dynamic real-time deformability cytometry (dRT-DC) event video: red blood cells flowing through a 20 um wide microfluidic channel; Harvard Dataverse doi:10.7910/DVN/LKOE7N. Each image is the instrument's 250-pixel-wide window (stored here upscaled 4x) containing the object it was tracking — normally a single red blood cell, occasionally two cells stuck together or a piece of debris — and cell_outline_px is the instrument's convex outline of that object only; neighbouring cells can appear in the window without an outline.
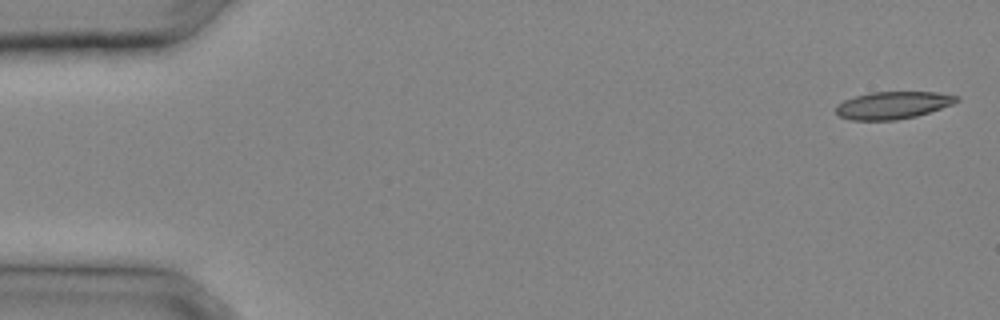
{"species": "common noctule bat (a hibernating species)", "species_latin": "Nyctalus noctula", "temperature_condition": "cold", "stored_images_in_passage": 29, "camera_frame_rate_fps": 3000, "um_per_image_px": 0.085, "animal": {"sex": "male", "body_mass_g": 20.4}, "frame": {"image": 1, "passage_image": 1, "time_ms": 0.0, "image_size_px": [1000, 320], "cell_outline_px": [[960, 100], [952, 104], [916, 116], [896, 120], [852, 120], [840, 116], [836, 112], [836, 104], [844, 100], [856, 96], [872, 92], [936, 92], [956, 96]], "centroid_in_image_um": [75.86, 8.94], "position_along_channel_um": 9.1, "area_um2": 19.02}}
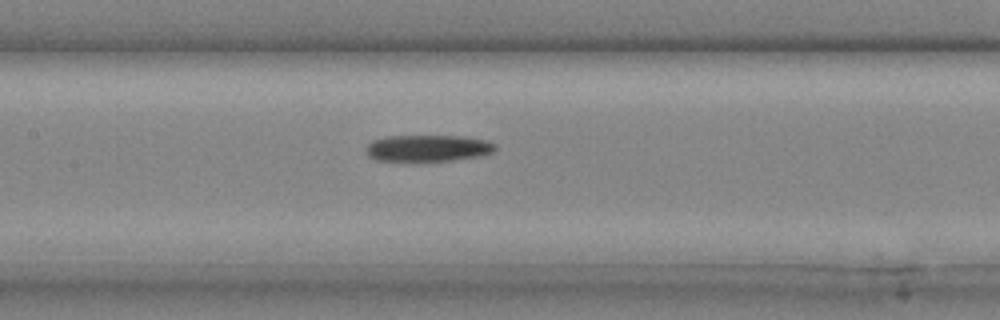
{"frame": {"image": 2, "passage_image": 15, "time_ms": 4.667, "image_size_px": [1000, 320], "cell_outline_px": [[496, 148], [492, 152], [484, 156], [452, 160], [412, 164], [376, 160], [368, 156], [368, 144], [372, 140], [388, 136], [468, 136], [484, 140], [496, 144]], "centroid_in_image_um": [36.36, 12.64], "position_along_channel_um": 171.0, "area_um2": 20.92}}
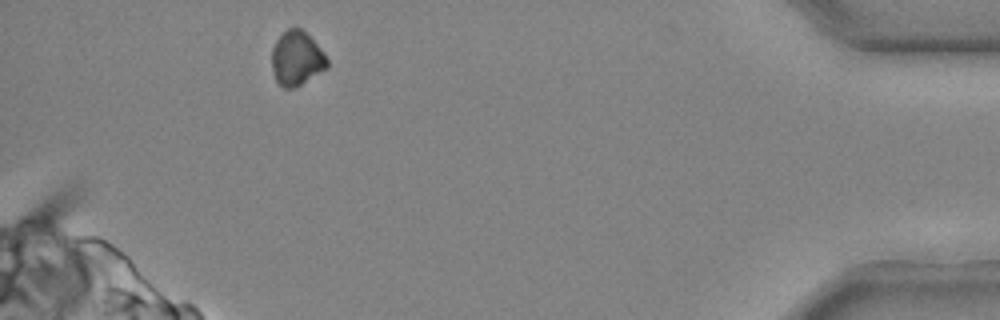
{"frame": {"image": 3, "passage_image": 29, "time_ms": 9.333, "image_size_px": [1000, 320], "cell_outline_px": [[328, 68], [300, 84], [292, 88], [284, 88], [276, 80], [272, 68], [272, 48], [276, 40], [288, 28], [300, 28], [324, 52], [328, 60]], "centroid_in_image_um": [25.22, 4.97], "position_along_channel_um": 410.0, "area_um2": 17.22}}